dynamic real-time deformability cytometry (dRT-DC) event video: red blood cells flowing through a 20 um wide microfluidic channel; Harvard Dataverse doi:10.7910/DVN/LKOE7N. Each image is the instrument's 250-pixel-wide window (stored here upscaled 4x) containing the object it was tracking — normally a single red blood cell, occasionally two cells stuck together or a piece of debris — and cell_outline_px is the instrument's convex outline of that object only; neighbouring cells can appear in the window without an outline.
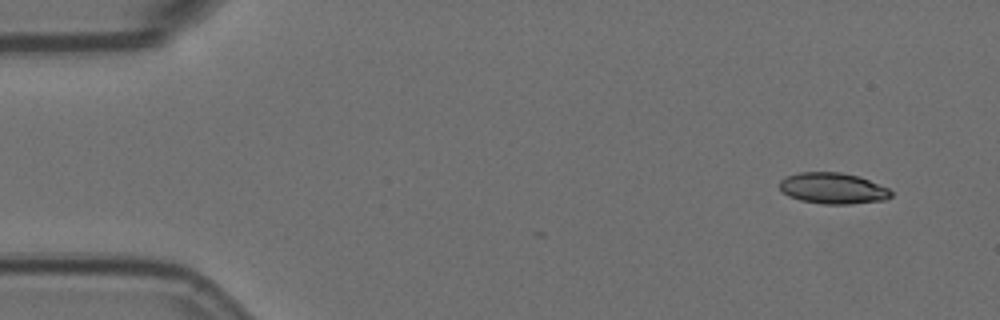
{"species": "Egyptian fruit bat (a non-hibernating species)", "species_latin": "Rousettus aegyptiacus", "temperature_condition": "room temperature", "stored_images_in_passage": 3, "camera_frame_rate_fps": 3000, "um_per_image_px": 0.085, "animal": {"sex": "female"}, "frame": {"image": 1, "passage_image": 1, "time_ms": 0.0, "image_size_px": [1000, 320], "cell_outline_px": [[892, 196], [884, 200], [852, 204], [824, 204], [800, 200], [788, 196], [780, 192], [780, 180], [788, 176], [800, 172], [840, 172], [860, 176], [888, 188], [892, 192]], "centroid_in_image_um": [70.8, 16.01], "position_along_channel_um": 14.2, "area_um2": 20.29}}